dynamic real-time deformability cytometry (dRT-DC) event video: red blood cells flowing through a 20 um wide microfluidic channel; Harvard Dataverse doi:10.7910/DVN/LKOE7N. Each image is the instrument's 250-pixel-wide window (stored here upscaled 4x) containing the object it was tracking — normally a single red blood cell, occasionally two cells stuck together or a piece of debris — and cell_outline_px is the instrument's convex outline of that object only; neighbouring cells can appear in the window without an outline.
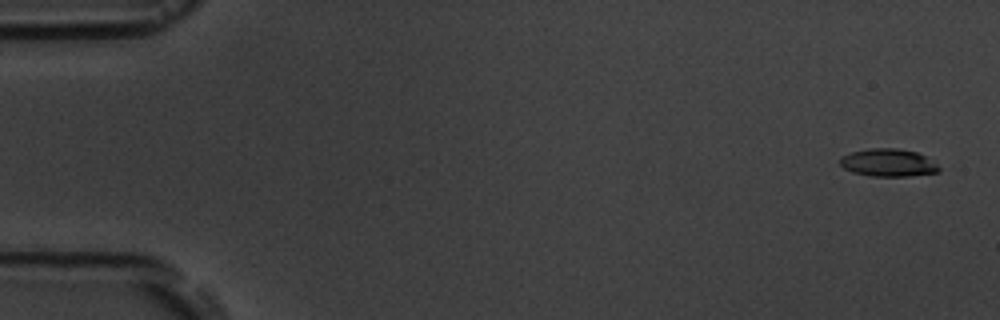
{"species": "common noctule bat (a hibernating species)", "species_latin": "Nyctalus noctula", "temperature_condition": "room temperature", "stored_images_in_passage": 3, "camera_frame_rate_fps": 3000, "um_per_image_px": 0.085, "animal": {"sex": "male", "body_mass_g": 19.5, "forearm_length_mm": 54.6}, "frame": {"image": 1, "passage_image": 1, "time_ms": 0.0, "image_size_px": [1000, 320], "cell_outline_px": [[940, 172], [908, 176], [872, 176], [852, 172], [844, 168], [840, 164], [840, 156], [852, 152], [868, 148], [896, 148], [916, 152], [924, 156], [936, 164], [940, 168]], "centroid_in_image_um": [75.47, 13.83], "position_along_channel_um": 9.5, "area_um2": 15.9}}